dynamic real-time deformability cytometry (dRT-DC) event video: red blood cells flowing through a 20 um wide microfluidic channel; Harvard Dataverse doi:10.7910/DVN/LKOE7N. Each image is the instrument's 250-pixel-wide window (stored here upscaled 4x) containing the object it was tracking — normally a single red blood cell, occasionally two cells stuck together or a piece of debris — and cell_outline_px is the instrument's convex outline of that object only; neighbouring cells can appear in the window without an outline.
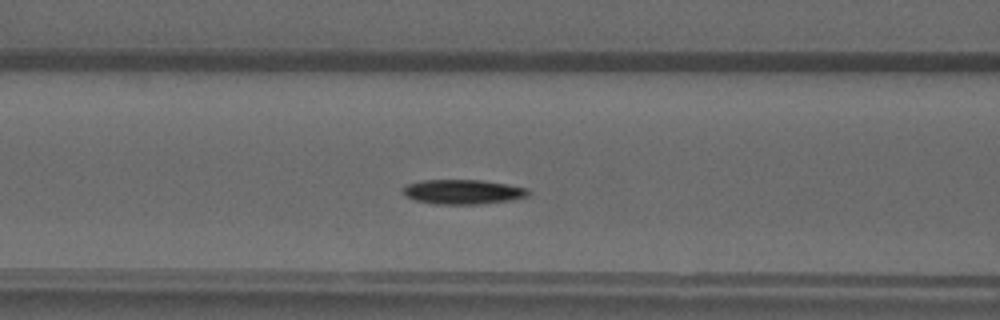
{"species": "common noctule bat (a hibernating species)", "species_latin": "Nyctalus noctula", "temperature_condition": "warm", "stored_images_in_passage": 44, "camera_frame_rate_fps": 3000, "um_per_image_px": 0.085, "animal": {"sex": "male", "forearm_length_mm": 52.5}, "frame": {"image": 1, "passage_image": 15, "time_ms": 4.667, "image_size_px": [1000, 320], "cell_outline_px": [[532, 192], [528, 196], [512, 200], [476, 204], [432, 204], [416, 200], [404, 196], [400, 192], [404, 184], [424, 180], [484, 180], [508, 184], [528, 188]], "centroid_in_image_um": [39.32, 16.3], "position_along_channel_um": 127.3, "area_um2": 18.32}}
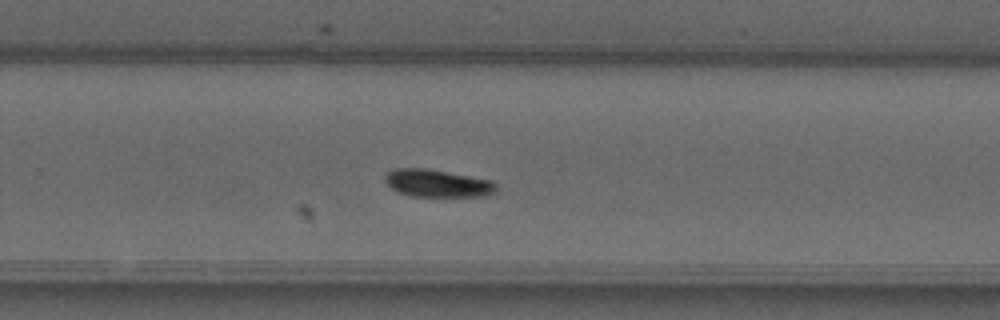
{"frame": {"image": 2, "passage_image": 27, "time_ms": 8.667, "image_size_px": [1000, 320], "cell_outline_px": [[496, 192], [488, 196], [412, 196], [396, 192], [384, 180], [384, 176], [388, 172], [396, 168], [424, 168], [492, 180], [496, 184]], "centroid_in_image_um": [37.18, 15.58], "position_along_channel_um": 292.6, "area_um2": 17.8}}
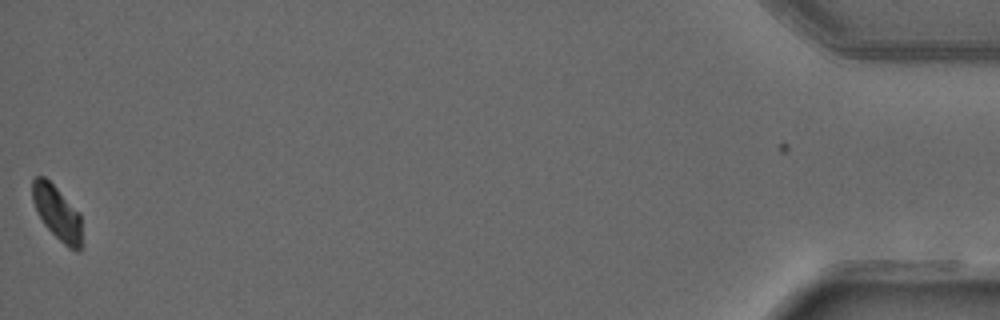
{"frame": {"image": 3, "passage_image": 44, "time_ms": 14.333, "image_size_px": [1000, 320], "cell_outline_px": [[80, 252], [76, 252], [68, 248], [44, 224], [32, 200], [32, 180], [36, 176], [44, 176], [80, 212]], "centroid_in_image_um": [4.85, 18.08], "position_along_channel_um": 430.3, "area_um2": 15.26}}